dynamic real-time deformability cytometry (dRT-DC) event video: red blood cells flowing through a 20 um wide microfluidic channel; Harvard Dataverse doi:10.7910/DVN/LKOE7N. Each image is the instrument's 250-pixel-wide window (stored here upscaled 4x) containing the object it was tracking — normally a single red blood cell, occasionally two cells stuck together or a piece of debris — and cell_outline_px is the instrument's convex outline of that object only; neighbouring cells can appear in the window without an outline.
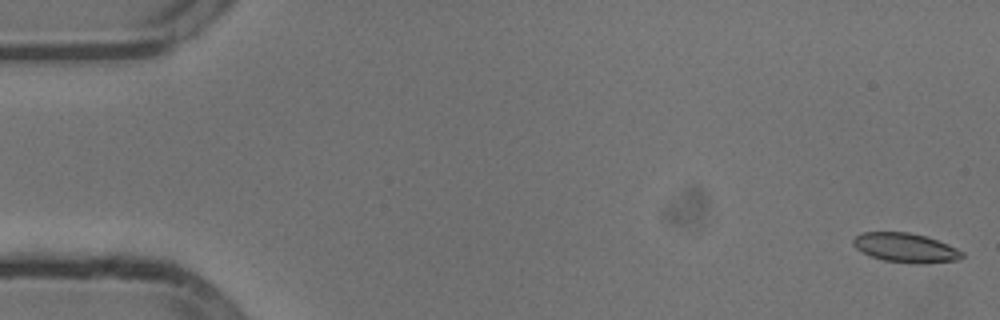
{"species": "common noctule bat (a hibernating species)", "species_latin": "Nyctalus noctula", "temperature_condition": "cold", "stored_images_in_passage": 54, "camera_frame_rate_fps": 3000, "um_per_image_px": 0.085, "animal": {"sex": "male", "body_mass_g": 13.3}, "frame": {"image": 1, "passage_image": 1, "time_ms": 0.0, "image_size_px": [1000, 320], "cell_outline_px": [[964, 256], [960, 260], [924, 264], [916, 264], [884, 260], [872, 256], [856, 248], [852, 244], [852, 240], [860, 232], [908, 232], [928, 236], [948, 244], [964, 252]], "centroid_in_image_um": [77.02, 21.06], "position_along_channel_um": 8.0, "area_um2": 18.79}}
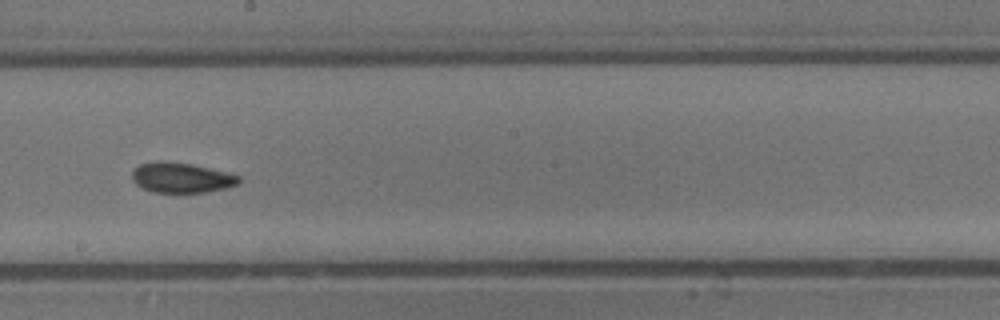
{"frame": {"image": 2, "passage_image": 30, "time_ms": 9.667, "image_size_px": [1000, 320], "cell_outline_px": [[240, 180], [236, 184], [224, 188], [204, 192], [152, 192], [136, 184], [132, 180], [132, 172], [140, 164], [156, 160], [164, 160], [192, 164], [240, 176]], "centroid_in_image_um": [15.36, 15.09], "position_along_channel_um": 232.8, "area_um2": 18.55}}
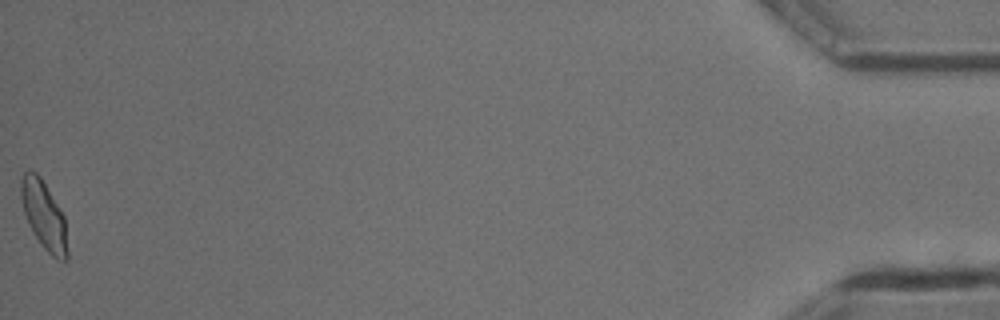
{"frame": {"image": 3, "passage_image": 54, "time_ms": 17.667, "image_size_px": [1000, 320], "cell_outline_px": [[68, 260], [56, 260], [44, 248], [36, 236], [24, 212], [20, 196], [20, 180], [24, 172], [28, 168], [36, 172], [40, 176], [64, 216], [68, 252]], "centroid_in_image_um": [3.73, 18.27], "position_along_channel_um": 431.5, "area_um2": 18.26}, "authors_computed_cell_mechanics": {"area_um2": 18.5538, "velocity_mm_per_s": 3.8018, "shape_relaxation_time_tau1_ms": 6.6193, "shape_relaxation_time_tau2_ms": 1.9531, "deformation_change_tau1": 0.1209, "deformation_change_tau2": 0.0612}}